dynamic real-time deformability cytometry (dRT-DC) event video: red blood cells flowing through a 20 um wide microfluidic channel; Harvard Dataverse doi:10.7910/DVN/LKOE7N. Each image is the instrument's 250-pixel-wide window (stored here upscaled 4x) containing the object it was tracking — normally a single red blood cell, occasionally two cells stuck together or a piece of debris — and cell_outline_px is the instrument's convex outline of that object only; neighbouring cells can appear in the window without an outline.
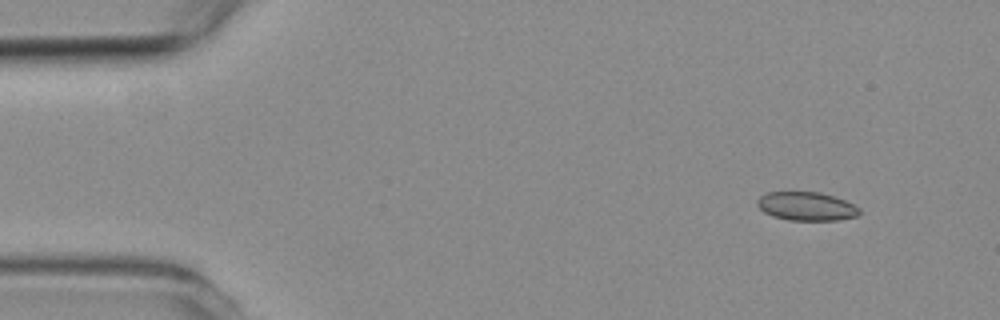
{"species": "common noctule bat (a hibernating species)", "species_latin": "Nyctalus noctula", "temperature_condition": "room temperature", "stored_images_in_passage": 5, "camera_frame_rate_fps": 3000, "um_per_image_px": 0.085, "animal": {"sex": "female", "body_mass_g": 19.3, "forearm_length_mm": 54.1}, "frame": {"image": 1, "passage_image": 1, "time_ms": 0.0, "image_size_px": [1000, 320], "cell_outline_px": [[860, 212], [856, 216], [840, 220], [788, 220], [772, 216], [764, 212], [756, 204], [756, 200], [760, 196], [768, 192], [820, 192], [844, 200], [860, 208]], "centroid_in_image_um": [68.52, 17.54], "position_along_channel_um": 16.5, "area_um2": 16.99}}